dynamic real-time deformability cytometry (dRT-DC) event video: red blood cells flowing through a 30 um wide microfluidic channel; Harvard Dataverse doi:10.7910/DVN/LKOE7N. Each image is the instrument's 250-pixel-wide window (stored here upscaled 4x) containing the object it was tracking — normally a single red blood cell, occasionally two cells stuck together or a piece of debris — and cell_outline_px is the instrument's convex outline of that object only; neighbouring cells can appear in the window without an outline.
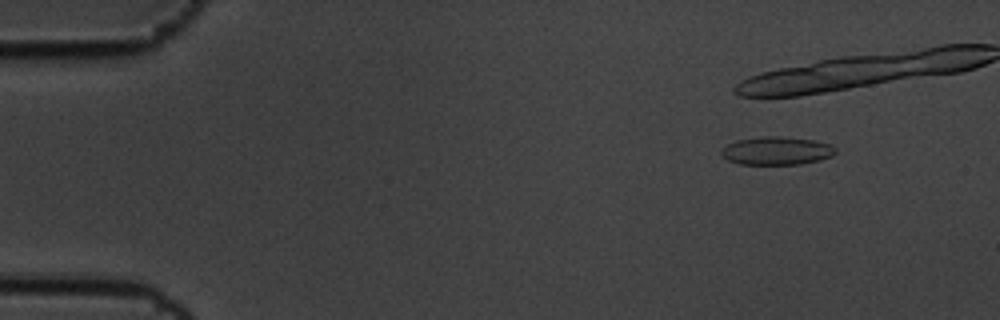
{"species": "common noctule bat (a hibernating species)", "species_latin": "Nyctalus noctula", "temperature_condition": "cold", "stored_images_in_passage": 15, "camera_frame_rate_fps": 3000, "um_per_image_px": 0.085, "animal": {"sex": "male", "body_mass_g": 19.5, "forearm_length_mm": 54.6}, "frame": {"image": 1, "passage_image": 7, "time_ms": 2.0, "image_size_px": [1000, 320], "cell_outline_px": [[836, 152], [832, 156], [820, 160], [800, 164], [740, 164], [728, 160], [720, 152], [728, 144], [736, 140], [760, 136], [780, 136], [812, 140], [828, 144], [836, 148]], "centroid_in_image_um": [66.02, 12.81], "position_along_channel_um": 19.0, "area_um2": 18.61}}